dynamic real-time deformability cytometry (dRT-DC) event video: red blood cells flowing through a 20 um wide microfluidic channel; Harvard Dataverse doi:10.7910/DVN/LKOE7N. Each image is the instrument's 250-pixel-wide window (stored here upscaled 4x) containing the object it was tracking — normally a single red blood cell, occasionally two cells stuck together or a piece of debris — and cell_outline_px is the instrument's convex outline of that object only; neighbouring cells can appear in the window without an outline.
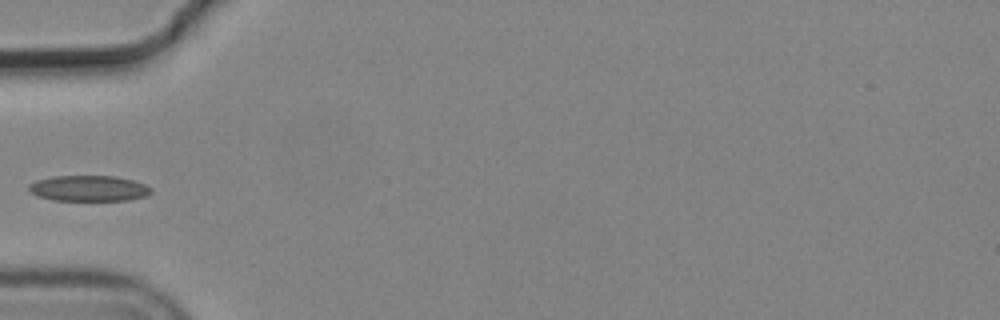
{"species": "common noctule bat (a hibernating species)", "species_latin": "Nyctalus noctula", "temperature_condition": "cold", "stored_images_in_passage": 5, "camera_frame_rate_fps": 3000, "um_per_image_px": 0.085, "animal": {"sex": "male", "body_mass_g": 19.2, "forearm_length_mm": 51.8}, "frame": {"image": 1, "passage_image": 5, "time_ms": 1.333, "image_size_px": [1000, 320], "cell_outline_px": [[152, 192], [144, 196], [128, 200], [52, 200], [36, 196], [28, 192], [28, 184], [36, 180], [52, 176], [116, 176], [132, 180], [144, 184], [152, 188]], "centroid_in_image_um": [7.48, 16.01], "position_along_channel_um": 77.5, "area_um2": 18.44}}